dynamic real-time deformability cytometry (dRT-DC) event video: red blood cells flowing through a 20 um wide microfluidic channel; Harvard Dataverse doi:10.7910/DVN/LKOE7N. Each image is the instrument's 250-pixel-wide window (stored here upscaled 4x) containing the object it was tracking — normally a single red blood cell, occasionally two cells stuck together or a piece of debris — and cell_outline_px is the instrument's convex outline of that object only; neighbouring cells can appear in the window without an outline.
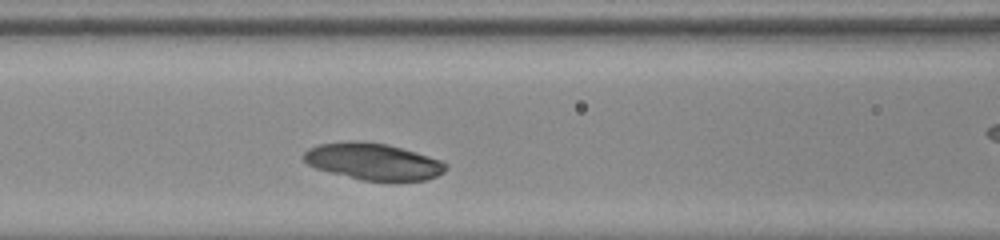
{"species": "common noctule bat (a hibernating species)", "species_latin": "Nyctalus noctula", "temperature_condition": "room temperature", "stored_images_in_passage": 44, "segment_of_instrument_passage": [2, 2], "camera_frame_rate_fps": 3000, "um_per_image_px": 0.085, "animal": {"sex": "male", "body_mass_g": 20.0, "forearm_length_mm": 53.3}, "frame": {"image": 1, "passage_image": 22, "time_ms": 7.0, "image_size_px": [1000, 240], "cell_outline_px": [[448, 168], [444, 172], [428, 180], [360, 180], [328, 172], [316, 168], [308, 164], [304, 160], [304, 152], [308, 148], [320, 144], [352, 140], [360, 140], [388, 144], [444, 160], [448, 164]], "centroid_in_image_um": [31.75, 13.71], "position_along_channel_um": 134.8, "area_um2": 30.58}}